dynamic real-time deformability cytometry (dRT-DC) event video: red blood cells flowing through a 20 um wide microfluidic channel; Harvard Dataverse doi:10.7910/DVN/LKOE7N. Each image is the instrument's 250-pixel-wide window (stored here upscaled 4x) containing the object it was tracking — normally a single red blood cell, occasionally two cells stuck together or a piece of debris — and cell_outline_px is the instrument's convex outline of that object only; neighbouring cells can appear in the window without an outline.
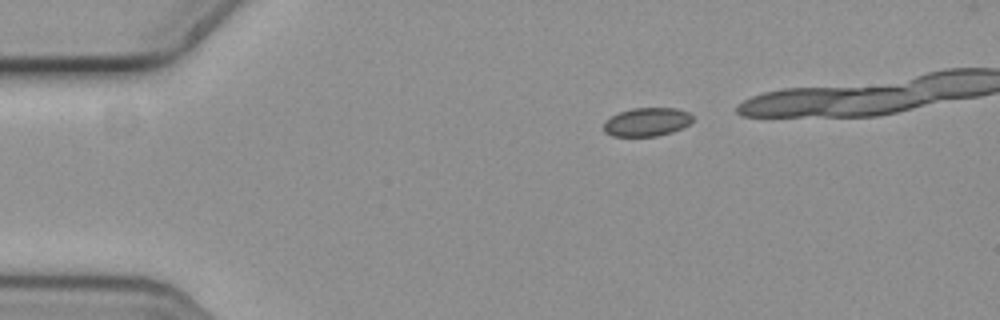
{"species": "common noctule bat (a hibernating species)", "species_latin": "Nyctalus noctula", "temperature_condition": "cold", "stored_images_in_passage": 26, "camera_frame_rate_fps": 3000, "um_per_image_px": 0.085, "animal": {"sex": "female", "body_mass_g": 19.3, "forearm_length_mm": 54.1}, "frame": {"image": 1, "passage_image": 1, "time_ms": 0.0, "image_size_px": [1000, 320], "cell_outline_px": [[692, 120], [688, 124], [672, 132], [656, 136], [612, 136], [604, 132], [604, 120], [620, 112], [632, 108], [676, 108], [688, 112], [692, 116]], "centroid_in_image_um": [54.95, 10.36], "position_along_channel_um": 30.0, "area_um2": 14.68}}
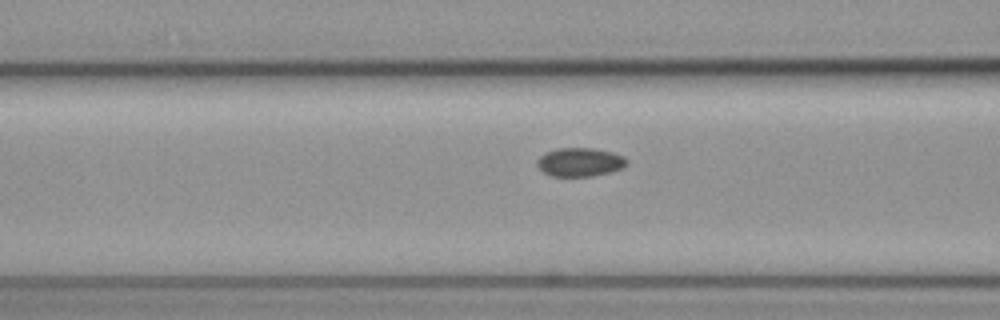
{"frame": {"image": 2, "passage_image": 13, "time_ms": 4.0, "image_size_px": [1000, 320], "cell_outline_px": [[628, 164], [624, 168], [612, 172], [592, 176], [552, 176], [544, 172], [536, 164], [536, 160], [544, 152], [556, 148], [592, 148], [612, 152], [624, 156], [628, 160]], "centroid_in_image_um": [49.32, 13.77], "position_along_channel_um": 117.3, "area_um2": 15.2}}
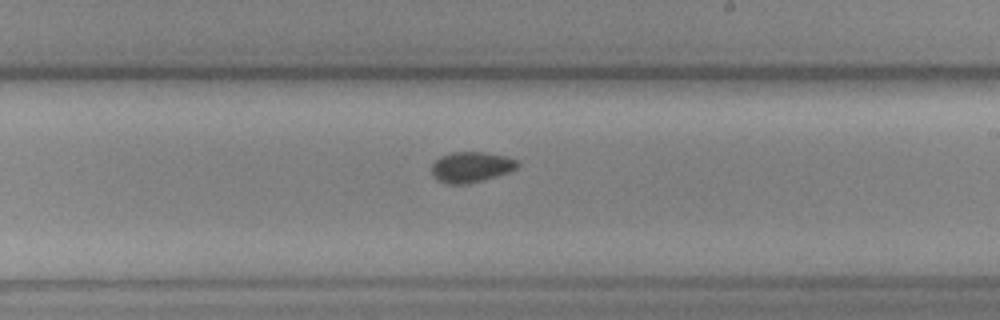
{"frame": {"image": 3, "passage_image": 24, "time_ms": 7.667, "image_size_px": [1000, 320], "cell_outline_px": [[520, 164], [516, 168], [508, 172], [496, 176], [468, 184], [448, 184], [440, 180], [432, 172], [432, 164], [440, 156], [452, 152], [484, 152], [504, 156], [520, 160]], "centroid_in_image_um": [40.08, 14.18], "position_along_channel_um": 248.9, "area_um2": 15.14}}